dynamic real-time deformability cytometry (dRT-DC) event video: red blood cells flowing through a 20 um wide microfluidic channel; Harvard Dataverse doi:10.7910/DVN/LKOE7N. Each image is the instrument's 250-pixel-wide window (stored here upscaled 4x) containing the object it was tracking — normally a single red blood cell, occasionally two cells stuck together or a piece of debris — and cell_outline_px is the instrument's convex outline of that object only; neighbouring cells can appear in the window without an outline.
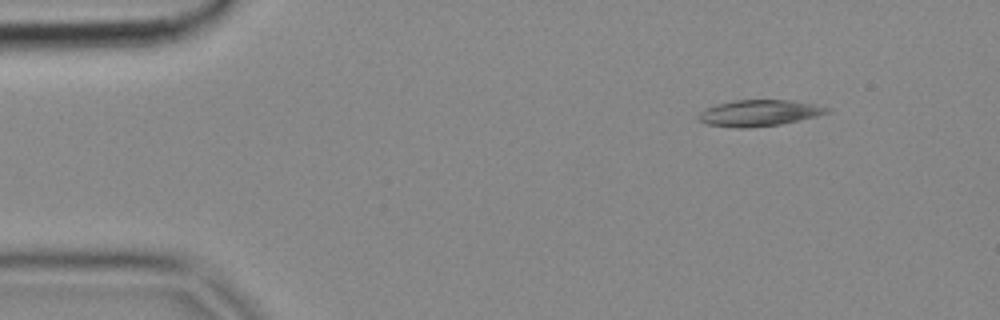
{"species": "common noctule bat (a hibernating species)", "species_latin": "Nyctalus noctula", "temperature_condition": "cold", "stored_images_in_passage": 7, "camera_frame_rate_fps": 3000, "um_per_image_px": 0.085, "animal": {"sex": "female", "body_mass_g": 18.4}, "frame": {"image": 1, "passage_image": 1, "time_ms": 0.0, "image_size_px": [1000, 320], "cell_outline_px": [[832, 112], [816, 116], [780, 124], [748, 128], [736, 128], [704, 124], [696, 116], [704, 108], [716, 104], [732, 100], [792, 100], [832, 108]], "centroid_in_image_um": [64.49, 9.6], "position_along_channel_um": 20.5, "area_um2": 19.83}}
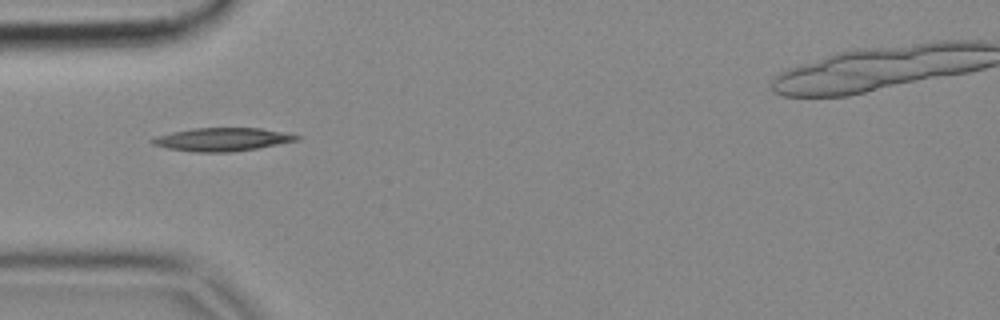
{"frame": {"image": 2, "passage_image": 3, "time_ms": 0.667, "image_size_px": [1000, 320], "cell_outline_px": [[300, 140], [256, 148], [232, 152], [196, 152], [168, 148], [152, 144], [148, 140], [156, 136], [172, 132], [192, 128], [260, 128], [300, 136]], "centroid_in_image_um": [18.84, 11.85], "position_along_channel_um": 66.2, "area_um2": 19.36}}
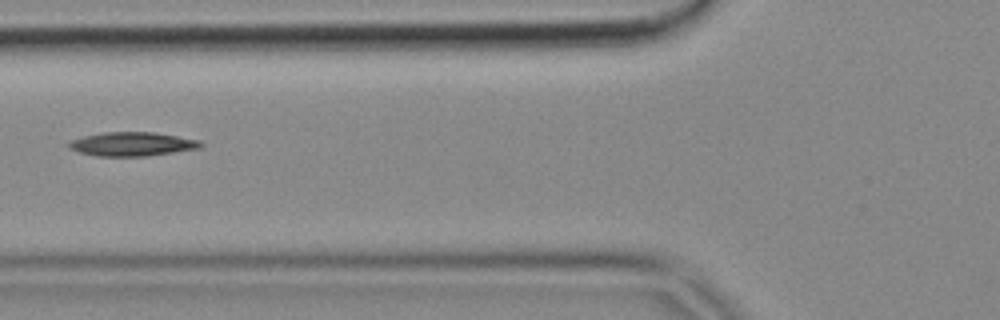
{"frame": {"image": 3, "passage_image": 4, "time_ms": 1.0, "image_size_px": [1000, 320], "cell_outline_px": [[204, 144], [200, 148], [148, 156], [96, 156], [80, 152], [68, 148], [68, 144], [72, 140], [84, 136], [104, 132], [152, 132], [200, 140]], "centroid_in_image_um": [11.24, 12.25], "position_along_channel_um": 114.6, "area_um2": 18.26}}